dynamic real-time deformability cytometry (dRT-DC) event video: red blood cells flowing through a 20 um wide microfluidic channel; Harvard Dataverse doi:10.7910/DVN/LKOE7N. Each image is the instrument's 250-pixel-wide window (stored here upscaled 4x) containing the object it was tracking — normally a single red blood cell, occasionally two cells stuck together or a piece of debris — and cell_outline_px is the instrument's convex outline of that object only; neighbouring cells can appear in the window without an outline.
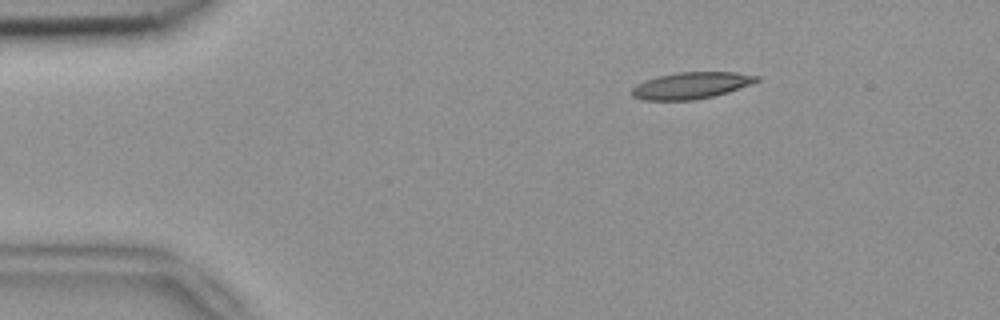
{"species": "common noctule bat (a hibernating species)", "species_latin": "Nyctalus noctula", "temperature_condition": "room temperature", "stored_images_in_passage": 47, "camera_frame_rate_fps": 3000, "um_per_image_px": 0.085, "animal": {"sex": "female", "body_mass_g": 18.4}, "frame": {"image": 1, "passage_image": 3, "time_ms": 0.667, "image_size_px": [1000, 320], "cell_outline_px": [[760, 80], [728, 92], [712, 96], [692, 100], [644, 100], [632, 96], [632, 88], [636, 84], [644, 80], [660, 76], [680, 72], [736, 72], [760, 76]], "centroid_in_image_um": [58.74, 7.26], "position_along_channel_um": 26.3, "area_um2": 19.19}}
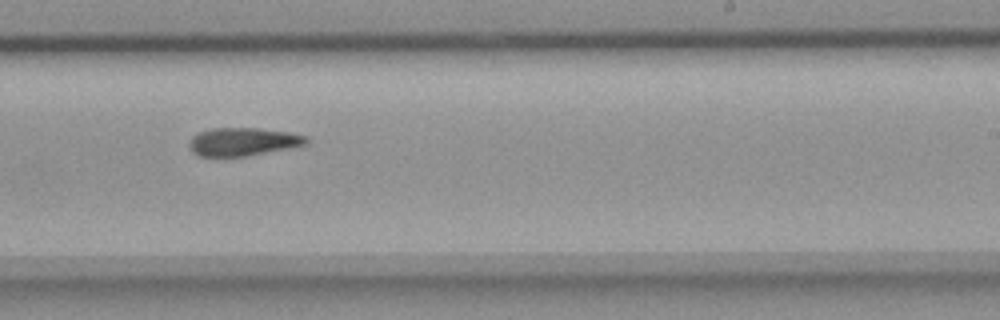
{"frame": {"image": 2, "passage_image": 27, "time_ms": 8.667, "image_size_px": [1000, 320], "cell_outline_px": [[308, 144], [248, 156], [224, 160], [200, 156], [192, 152], [188, 144], [192, 136], [200, 132], [212, 128], [256, 128], [288, 132], [304, 136], [308, 140]], "centroid_in_image_um": [20.57, 12.09], "position_along_channel_um": 268.4, "area_um2": 19.71}}
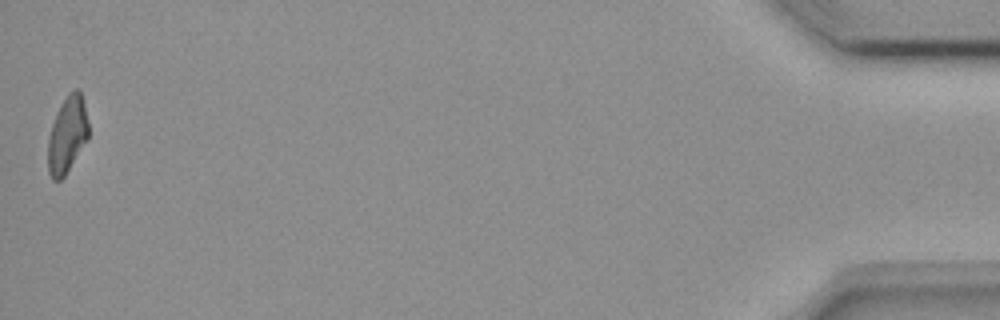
{"frame": {"image": 3, "passage_image": 47, "time_ms": 15.333, "image_size_px": [1000, 320], "cell_outline_px": [[88, 140], [64, 176], [60, 180], [52, 180], [48, 172], [48, 140], [52, 124], [56, 112], [60, 104], [68, 92], [76, 88], [80, 92], [84, 104], [88, 124]], "centroid_in_image_um": [5.71, 11.45], "position_along_channel_um": 429.5, "area_um2": 18.09}, "authors_computed_cell_mechanics": {"area_um2": 19.363, "velocity_mm_per_s": 3.8323, "shape_relaxation_time_tau1_ms": 10.5043, "shape_relaxation_time_tau2_ms": null, "deformation_change_tau1": 0.2347, "deformation_change_tau2": null}}